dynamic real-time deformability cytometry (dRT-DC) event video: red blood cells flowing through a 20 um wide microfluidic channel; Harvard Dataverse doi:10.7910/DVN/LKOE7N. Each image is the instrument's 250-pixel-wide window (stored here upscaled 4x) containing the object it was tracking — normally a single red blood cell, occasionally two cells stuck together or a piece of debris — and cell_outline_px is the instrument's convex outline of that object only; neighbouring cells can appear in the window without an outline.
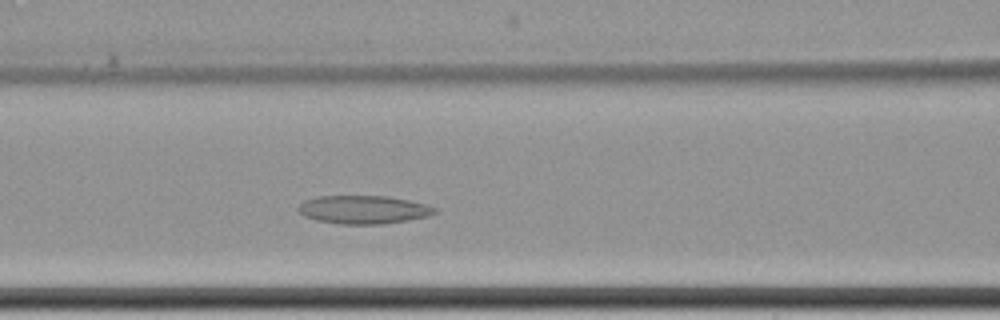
{"species": "common noctule bat (a hibernating species)", "species_latin": "Nyctalus noctula", "temperature_condition": "cold", "stored_images_in_passage": 5, "camera_frame_rate_fps": 3000, "um_per_image_px": 0.085, "animal": {"sex": "female", "body_mass_g": 22.7, "forearm_length_mm": 54.2}, "frame": {"image": 1, "passage_image": 5, "time_ms": 4.667, "image_size_px": [1000, 320], "cell_outline_px": [[436, 212], [428, 216], [408, 220], [384, 224], [340, 224], [316, 220], [304, 216], [296, 208], [304, 200], [320, 196], [388, 196], [408, 200], [424, 204], [436, 208]], "centroid_in_image_um": [30.87, 17.82], "position_along_channel_um": 135.7, "area_um2": 22.43}}